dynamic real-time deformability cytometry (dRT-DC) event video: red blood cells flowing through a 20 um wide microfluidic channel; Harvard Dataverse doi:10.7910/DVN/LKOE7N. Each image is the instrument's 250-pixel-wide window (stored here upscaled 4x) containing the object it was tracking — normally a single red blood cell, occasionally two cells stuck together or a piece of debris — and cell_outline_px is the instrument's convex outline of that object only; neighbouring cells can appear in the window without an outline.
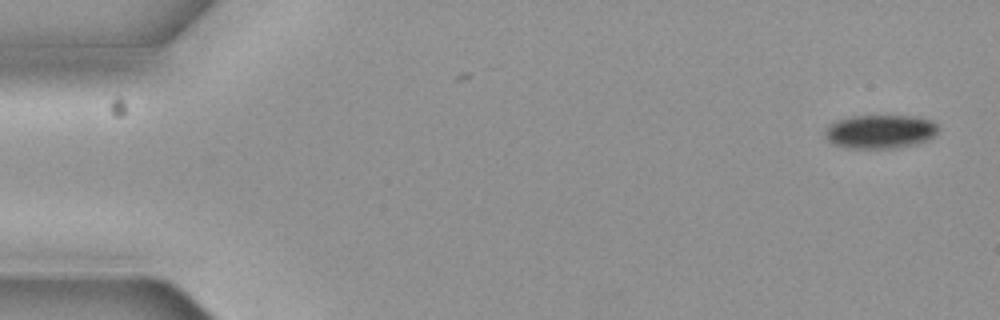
{"species": "common noctule bat (a hibernating species)", "species_latin": "Nyctalus noctula", "temperature_condition": "cold", "stored_images_in_passage": 4, "camera_frame_rate_fps": 3000, "um_per_image_px": 0.085, "animal": {"sex": "female", "body_mass_g": 19.3, "forearm_length_mm": 54.1}, "frame": {"image": 1, "passage_image": 1, "time_ms": 0.0, "image_size_px": [1000, 320], "cell_outline_px": [[940, 128], [928, 140], [900, 148], [848, 148], [832, 144], [824, 136], [824, 132], [832, 124], [840, 120], [852, 116], [916, 116], [932, 120]], "centroid_in_image_um": [74.84, 11.19], "position_along_channel_um": 10.2, "area_um2": 22.2}}